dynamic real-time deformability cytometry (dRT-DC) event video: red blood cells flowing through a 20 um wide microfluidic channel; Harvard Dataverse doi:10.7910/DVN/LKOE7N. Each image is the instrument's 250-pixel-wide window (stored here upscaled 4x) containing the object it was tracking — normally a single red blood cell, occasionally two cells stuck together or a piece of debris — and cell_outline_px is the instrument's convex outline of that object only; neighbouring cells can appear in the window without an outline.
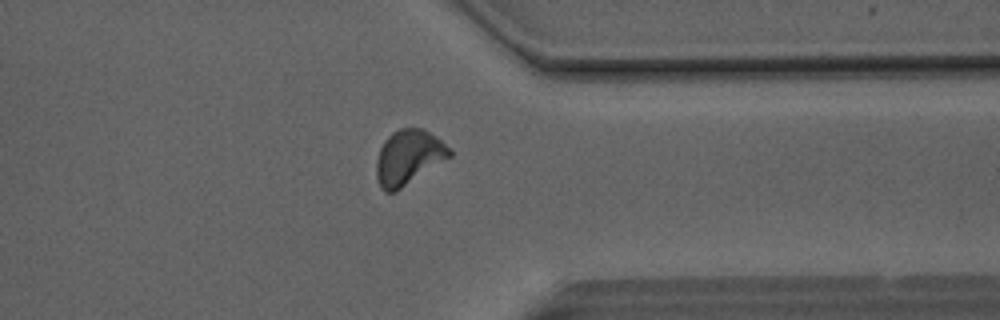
{"species": "Egyptian fruit bat (a non-hibernating species)", "species_latin": "Rousettus aegyptiacus", "temperature_condition": "room temperature", "stored_images_in_passage": 35, "camera_frame_rate_fps": 3000, "um_per_image_px": 0.085, "animal": {"sex": "male"}, "frame": {"image": 1, "passage_image": 24, "time_ms": 7.667, "image_size_px": [1000, 320], "cell_outline_px": [[452, 156], [396, 192], [384, 192], [380, 188], [376, 176], [376, 160], [380, 148], [384, 140], [392, 132], [400, 128], [424, 128], [452, 148]], "centroid_in_image_um": [34.72, 13.38], "position_along_channel_um": 376.7, "area_um2": 23.7}}
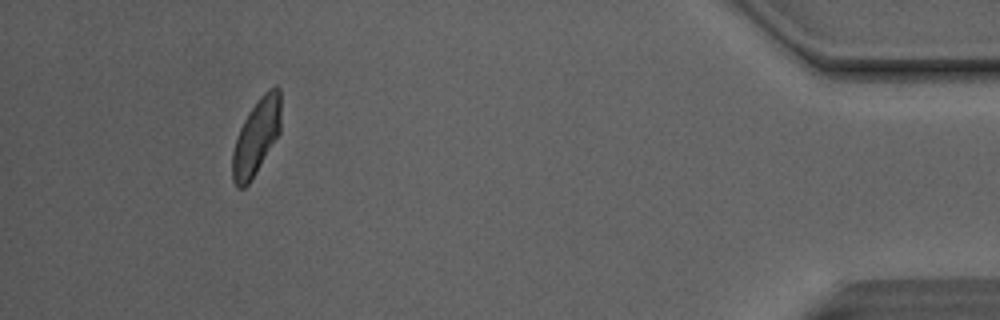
{"frame": {"image": 2, "passage_image": 31, "time_ms": 10.0, "image_size_px": [1000, 320], "cell_outline_px": [[280, 132], [256, 172], [248, 184], [244, 188], [236, 188], [232, 180], [232, 152], [236, 136], [248, 112], [260, 96], [268, 88], [276, 84], [280, 88]], "centroid_in_image_um": [21.77, 11.61], "position_along_channel_um": 413.4, "area_um2": 21.5}, "authors_computed_cell_mechanics": {"area_um2": 22.253, "velocity_mm_per_s": 4.1089, "shape_relaxation_time_tau1_ms": 6.8571, "shape_relaxation_time_tau2_ms": 1.7132, "deformation_change_tau1": 0.1585, "deformation_change_tau2": 0.0677}}